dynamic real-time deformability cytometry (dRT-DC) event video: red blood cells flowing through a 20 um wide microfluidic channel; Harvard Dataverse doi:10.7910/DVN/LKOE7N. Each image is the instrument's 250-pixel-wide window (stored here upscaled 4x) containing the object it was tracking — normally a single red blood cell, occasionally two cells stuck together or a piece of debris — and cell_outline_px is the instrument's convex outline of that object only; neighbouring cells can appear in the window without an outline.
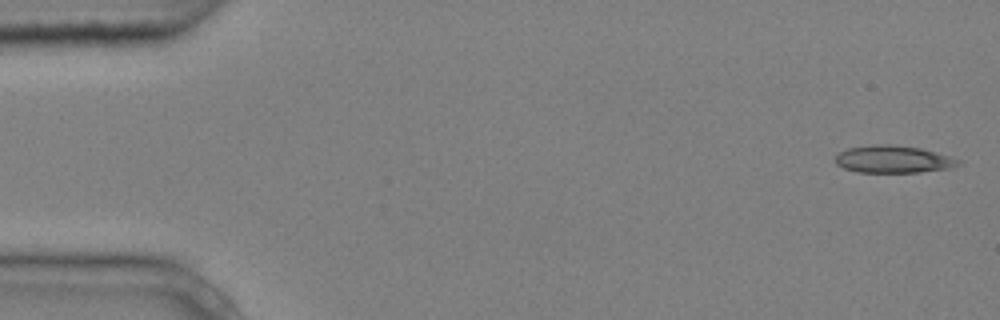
{"species": "common noctule bat (a hibernating species)", "species_latin": "Nyctalus noctula", "temperature_condition": "cold", "stored_images_in_passage": 4, "camera_frame_rate_fps": 3000, "um_per_image_px": 0.085, "animal": {"sex": "male", "body_mass_g": 20.4}, "frame": {"image": 1, "passage_image": 1, "time_ms": 0.0, "image_size_px": [1000, 320], "cell_outline_px": [[964, 164], [952, 168], [920, 172], [856, 172], [844, 168], [836, 164], [836, 156], [840, 152], [848, 148], [872, 144], [888, 144], [920, 148], [936, 152], [960, 160]], "centroid_in_image_um": [75.95, 13.54], "position_along_channel_um": 9.0, "area_um2": 19.65}}
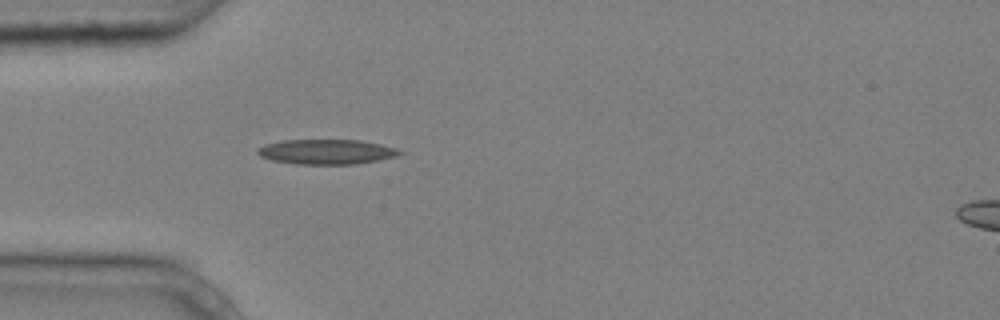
{"frame": {"image": 2, "passage_image": 4, "time_ms": 1.0, "image_size_px": [1000, 320], "cell_outline_px": [[404, 152], [396, 156], [380, 160], [356, 164], [296, 164], [272, 160], [260, 156], [256, 152], [256, 148], [264, 144], [284, 140], [360, 140], [380, 144], [396, 148]], "centroid_in_image_um": [27.74, 12.9], "position_along_channel_um": 57.3, "area_um2": 20.69}}